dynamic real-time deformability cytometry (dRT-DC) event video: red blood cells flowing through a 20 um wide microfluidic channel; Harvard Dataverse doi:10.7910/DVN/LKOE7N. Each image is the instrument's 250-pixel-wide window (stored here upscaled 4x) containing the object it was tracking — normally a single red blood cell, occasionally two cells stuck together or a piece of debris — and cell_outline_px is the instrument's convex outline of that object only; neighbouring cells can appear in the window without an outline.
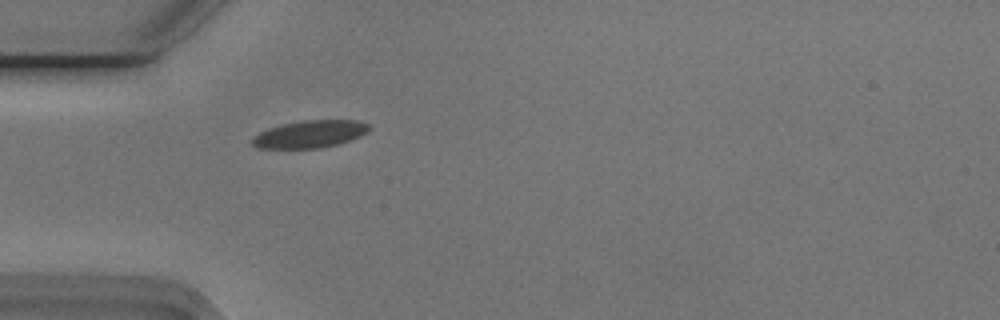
{"species": "Egyptian fruit bat (a non-hibernating species)", "species_latin": "Rousettus aegyptiacus", "temperature_condition": "cold", "stored_images_in_passage": 39, "camera_frame_rate_fps": 3000, "um_per_image_px": 0.085, "animal": {"sex": "male"}, "frame": {"image": 1, "passage_image": 1, "time_ms": 0.0, "image_size_px": [1000, 320], "cell_outline_px": [[368, 128], [360, 136], [336, 144], [320, 148], [260, 148], [252, 144], [252, 136], [260, 132], [284, 124], [300, 120], [356, 120], [368, 124]], "centroid_in_image_um": [26.31, 11.39], "position_along_channel_um": 58.7, "area_um2": 18.21}}
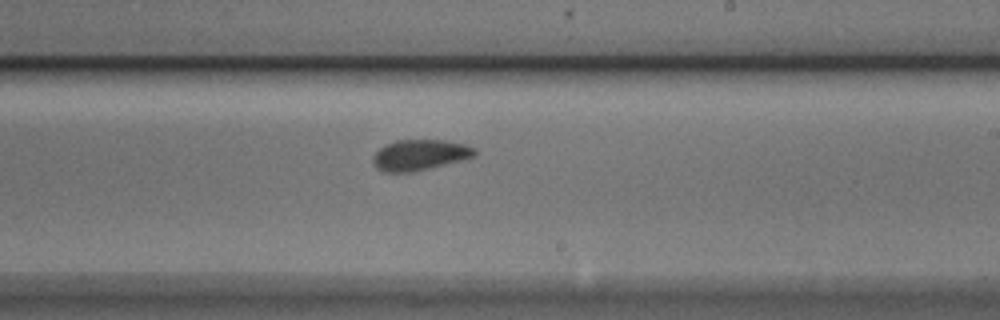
{"frame": {"image": 2, "passage_image": 17, "time_ms": 5.333, "image_size_px": [1000, 320], "cell_outline_px": [[476, 156], [412, 172], [384, 172], [376, 168], [372, 160], [372, 156], [384, 144], [396, 140], [444, 140], [464, 144], [476, 148]], "centroid_in_image_um": [35.65, 13.16], "position_along_channel_um": 253.4, "area_um2": 18.15}}
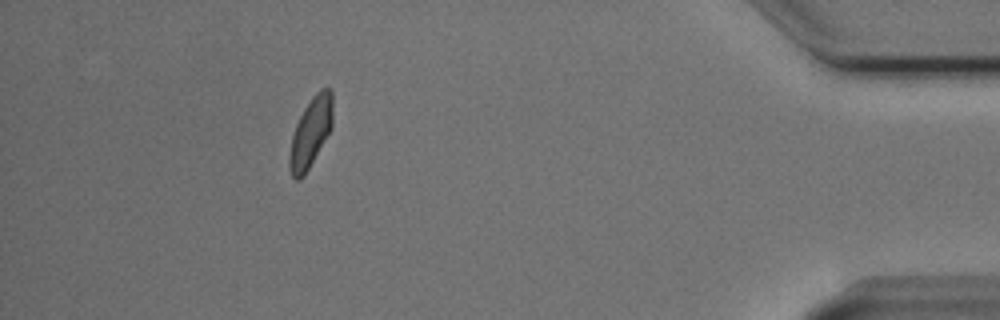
{"frame": {"image": 3, "passage_image": 34, "time_ms": 11.0, "image_size_px": [1000, 320], "cell_outline_px": [[332, 128], [304, 176], [300, 180], [296, 180], [292, 176], [288, 164], [288, 156], [292, 136], [296, 124], [304, 108], [312, 96], [320, 88], [332, 88]], "centroid_in_image_um": [26.4, 11.25], "position_along_channel_um": 408.8, "area_um2": 17.63}, "authors_computed_cell_mechanics": {"area_um2": 17.8602, "velocity_mm_per_s": 3.7295, "shape_relaxation_time_tau1_ms": 5.5467, "shape_relaxation_time_tau2_ms": 1.0751, "deformation_change_tau1": 0.1042, "deformation_change_tau2": 0.0522}}